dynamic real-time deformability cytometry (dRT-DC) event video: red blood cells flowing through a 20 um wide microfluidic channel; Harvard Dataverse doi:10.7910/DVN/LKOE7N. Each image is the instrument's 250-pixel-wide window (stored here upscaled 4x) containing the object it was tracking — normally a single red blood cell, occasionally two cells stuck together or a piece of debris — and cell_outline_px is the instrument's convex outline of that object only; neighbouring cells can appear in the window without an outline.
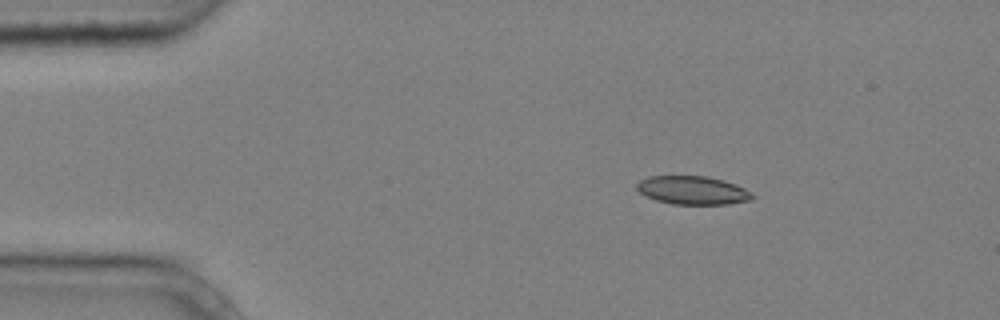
{"species": "common noctule bat (a hibernating species)", "species_latin": "Nyctalus noctula", "temperature_condition": "cold", "stored_images_in_passage": 3, "camera_frame_rate_fps": 3000, "um_per_image_px": 0.085, "animal": {"sex": "male", "body_mass_g": 20.4}, "frame": {"image": 1, "passage_image": 2, "time_ms": 0.333, "image_size_px": [1000, 320], "cell_outline_px": [[756, 196], [752, 200], [728, 204], [672, 204], [656, 200], [640, 192], [636, 188], [636, 184], [640, 180], [648, 176], [708, 176], [724, 180], [744, 188], [752, 192]], "centroid_in_image_um": [58.91, 16.17], "position_along_channel_um": 26.1, "area_um2": 19.19}}